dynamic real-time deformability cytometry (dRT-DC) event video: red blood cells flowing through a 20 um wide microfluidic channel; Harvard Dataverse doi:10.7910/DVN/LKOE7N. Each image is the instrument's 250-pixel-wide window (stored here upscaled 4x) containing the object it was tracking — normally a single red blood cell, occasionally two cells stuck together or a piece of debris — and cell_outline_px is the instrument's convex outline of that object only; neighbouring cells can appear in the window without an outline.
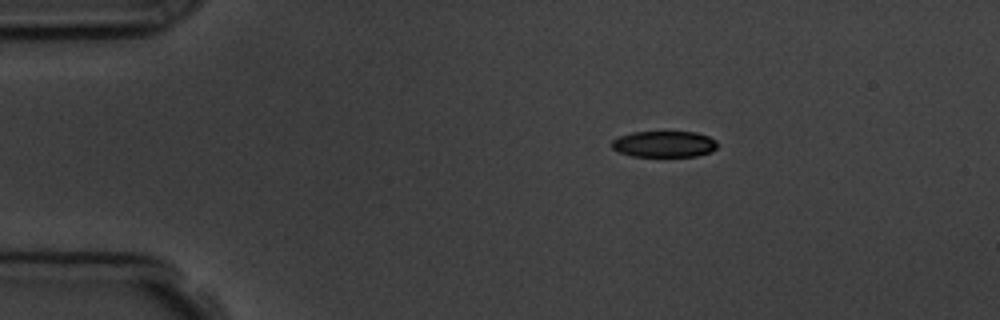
{"species": "common noctule bat (a hibernating species)", "species_latin": "Nyctalus noctula", "temperature_condition": "room temperature", "stored_images_in_passage": 4, "camera_frame_rate_fps": 3000, "um_per_image_px": 0.085, "animal": {"sex": "male", "body_mass_g": 19.5, "forearm_length_mm": 54.6}, "frame": {"image": 1, "passage_image": 2, "time_ms": 1.333, "image_size_px": [1000, 320], "cell_outline_px": [[720, 144], [712, 152], [696, 156], [632, 156], [620, 152], [612, 148], [612, 140], [620, 136], [632, 132], [696, 132], [708, 136], [716, 140]], "centroid_in_image_um": [56.5, 12.24], "position_along_channel_um": 28.5, "area_um2": 16.18}}